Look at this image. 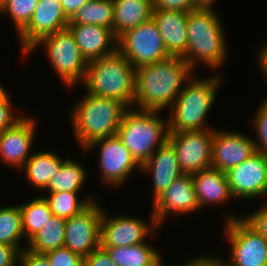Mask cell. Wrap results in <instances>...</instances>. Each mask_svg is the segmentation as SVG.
<instances>
[{
	"label": "cell",
	"mask_w": 267,
	"mask_h": 266,
	"mask_svg": "<svg viewBox=\"0 0 267 266\" xmlns=\"http://www.w3.org/2000/svg\"><path fill=\"white\" fill-rule=\"evenodd\" d=\"M192 68L183 57L167 59L136 68L134 107L162 111L171 107L192 75Z\"/></svg>",
	"instance_id": "6da1fadb"
},
{
	"label": "cell",
	"mask_w": 267,
	"mask_h": 266,
	"mask_svg": "<svg viewBox=\"0 0 267 266\" xmlns=\"http://www.w3.org/2000/svg\"><path fill=\"white\" fill-rule=\"evenodd\" d=\"M136 68L118 50L89 61L83 81L88 93L134 106ZM132 105V106H131Z\"/></svg>",
	"instance_id": "7a4b0ae2"
},
{
	"label": "cell",
	"mask_w": 267,
	"mask_h": 266,
	"mask_svg": "<svg viewBox=\"0 0 267 266\" xmlns=\"http://www.w3.org/2000/svg\"><path fill=\"white\" fill-rule=\"evenodd\" d=\"M84 94L70 118L74 136L85 151L92 142L115 136L128 108L115 99Z\"/></svg>",
	"instance_id": "3957f363"
},
{
	"label": "cell",
	"mask_w": 267,
	"mask_h": 266,
	"mask_svg": "<svg viewBox=\"0 0 267 266\" xmlns=\"http://www.w3.org/2000/svg\"><path fill=\"white\" fill-rule=\"evenodd\" d=\"M188 48L183 59L193 69L202 62L209 69L220 67L227 56V46L221 19L214 8H201L188 12Z\"/></svg>",
	"instance_id": "277c9868"
},
{
	"label": "cell",
	"mask_w": 267,
	"mask_h": 266,
	"mask_svg": "<svg viewBox=\"0 0 267 266\" xmlns=\"http://www.w3.org/2000/svg\"><path fill=\"white\" fill-rule=\"evenodd\" d=\"M157 114L159 111L128 108L117 130V137L140 166L168 141V120Z\"/></svg>",
	"instance_id": "5b68a950"
},
{
	"label": "cell",
	"mask_w": 267,
	"mask_h": 266,
	"mask_svg": "<svg viewBox=\"0 0 267 266\" xmlns=\"http://www.w3.org/2000/svg\"><path fill=\"white\" fill-rule=\"evenodd\" d=\"M199 79L191 77L171 106L167 119L169 132L211 129L204 122L222 78L214 75Z\"/></svg>",
	"instance_id": "8992f818"
},
{
	"label": "cell",
	"mask_w": 267,
	"mask_h": 266,
	"mask_svg": "<svg viewBox=\"0 0 267 266\" xmlns=\"http://www.w3.org/2000/svg\"><path fill=\"white\" fill-rule=\"evenodd\" d=\"M41 45L44 46L52 68L64 85L71 88L79 82L83 83L88 62L81 54L74 35L68 27L45 36L26 55L31 54Z\"/></svg>",
	"instance_id": "52a82bcc"
},
{
	"label": "cell",
	"mask_w": 267,
	"mask_h": 266,
	"mask_svg": "<svg viewBox=\"0 0 267 266\" xmlns=\"http://www.w3.org/2000/svg\"><path fill=\"white\" fill-rule=\"evenodd\" d=\"M225 219L224 231L231 245L228 266H267V241L263 236L244 218L226 214Z\"/></svg>",
	"instance_id": "ba28073f"
},
{
	"label": "cell",
	"mask_w": 267,
	"mask_h": 266,
	"mask_svg": "<svg viewBox=\"0 0 267 266\" xmlns=\"http://www.w3.org/2000/svg\"><path fill=\"white\" fill-rule=\"evenodd\" d=\"M117 50L135 67L153 64L169 57L153 18L123 33Z\"/></svg>",
	"instance_id": "9c48e42d"
},
{
	"label": "cell",
	"mask_w": 267,
	"mask_h": 266,
	"mask_svg": "<svg viewBox=\"0 0 267 266\" xmlns=\"http://www.w3.org/2000/svg\"><path fill=\"white\" fill-rule=\"evenodd\" d=\"M214 129L169 132L183 174H194L211 167Z\"/></svg>",
	"instance_id": "30bf717a"
},
{
	"label": "cell",
	"mask_w": 267,
	"mask_h": 266,
	"mask_svg": "<svg viewBox=\"0 0 267 266\" xmlns=\"http://www.w3.org/2000/svg\"><path fill=\"white\" fill-rule=\"evenodd\" d=\"M103 210L95 201L81 213L66 219L64 247L87 257L101 246V220Z\"/></svg>",
	"instance_id": "8fae6325"
},
{
	"label": "cell",
	"mask_w": 267,
	"mask_h": 266,
	"mask_svg": "<svg viewBox=\"0 0 267 266\" xmlns=\"http://www.w3.org/2000/svg\"><path fill=\"white\" fill-rule=\"evenodd\" d=\"M225 174L234 198L255 199L267 195V154L256 151Z\"/></svg>",
	"instance_id": "7c38bea8"
},
{
	"label": "cell",
	"mask_w": 267,
	"mask_h": 266,
	"mask_svg": "<svg viewBox=\"0 0 267 266\" xmlns=\"http://www.w3.org/2000/svg\"><path fill=\"white\" fill-rule=\"evenodd\" d=\"M100 144L99 169L101 179L106 184L120 186L128 179L132 171L141 166L133 158L129 150L123 145L117 135L92 142L85 150Z\"/></svg>",
	"instance_id": "4fadbf2b"
},
{
	"label": "cell",
	"mask_w": 267,
	"mask_h": 266,
	"mask_svg": "<svg viewBox=\"0 0 267 266\" xmlns=\"http://www.w3.org/2000/svg\"><path fill=\"white\" fill-rule=\"evenodd\" d=\"M151 223L131 216L108 217L103 211L101 220V246L120 247L145 243L149 234L155 232L159 225L151 213ZM153 231V232H152Z\"/></svg>",
	"instance_id": "5bb4252c"
},
{
	"label": "cell",
	"mask_w": 267,
	"mask_h": 266,
	"mask_svg": "<svg viewBox=\"0 0 267 266\" xmlns=\"http://www.w3.org/2000/svg\"><path fill=\"white\" fill-rule=\"evenodd\" d=\"M60 0H39L29 24L17 35L26 55L45 36L68 27Z\"/></svg>",
	"instance_id": "9a60e30c"
},
{
	"label": "cell",
	"mask_w": 267,
	"mask_h": 266,
	"mask_svg": "<svg viewBox=\"0 0 267 266\" xmlns=\"http://www.w3.org/2000/svg\"><path fill=\"white\" fill-rule=\"evenodd\" d=\"M198 209L192 174H183L153 201L152 213L160 227L170 213L184 215Z\"/></svg>",
	"instance_id": "2e32d148"
},
{
	"label": "cell",
	"mask_w": 267,
	"mask_h": 266,
	"mask_svg": "<svg viewBox=\"0 0 267 266\" xmlns=\"http://www.w3.org/2000/svg\"><path fill=\"white\" fill-rule=\"evenodd\" d=\"M256 152L254 140L238 132L214 129L211 167L224 173Z\"/></svg>",
	"instance_id": "e0dca14e"
},
{
	"label": "cell",
	"mask_w": 267,
	"mask_h": 266,
	"mask_svg": "<svg viewBox=\"0 0 267 266\" xmlns=\"http://www.w3.org/2000/svg\"><path fill=\"white\" fill-rule=\"evenodd\" d=\"M37 123L33 117H23L11 128L0 134V158L13 168L25 165L31 157L30 149L34 140Z\"/></svg>",
	"instance_id": "ac0fdd59"
},
{
	"label": "cell",
	"mask_w": 267,
	"mask_h": 266,
	"mask_svg": "<svg viewBox=\"0 0 267 266\" xmlns=\"http://www.w3.org/2000/svg\"><path fill=\"white\" fill-rule=\"evenodd\" d=\"M152 18L169 56L183 57L188 48V13L153 8Z\"/></svg>",
	"instance_id": "d6986e66"
},
{
	"label": "cell",
	"mask_w": 267,
	"mask_h": 266,
	"mask_svg": "<svg viewBox=\"0 0 267 266\" xmlns=\"http://www.w3.org/2000/svg\"><path fill=\"white\" fill-rule=\"evenodd\" d=\"M68 28L87 62L110 55L117 50L118 39L109 28L83 24H68Z\"/></svg>",
	"instance_id": "ffe728a7"
},
{
	"label": "cell",
	"mask_w": 267,
	"mask_h": 266,
	"mask_svg": "<svg viewBox=\"0 0 267 266\" xmlns=\"http://www.w3.org/2000/svg\"><path fill=\"white\" fill-rule=\"evenodd\" d=\"M141 171L153 174V201L183 175L174 147L168 141L141 166Z\"/></svg>",
	"instance_id": "44dd1931"
},
{
	"label": "cell",
	"mask_w": 267,
	"mask_h": 266,
	"mask_svg": "<svg viewBox=\"0 0 267 266\" xmlns=\"http://www.w3.org/2000/svg\"><path fill=\"white\" fill-rule=\"evenodd\" d=\"M199 208L206 204H222L234 198L226 174L215 168H207L192 174Z\"/></svg>",
	"instance_id": "7402d4cb"
},
{
	"label": "cell",
	"mask_w": 267,
	"mask_h": 266,
	"mask_svg": "<svg viewBox=\"0 0 267 266\" xmlns=\"http://www.w3.org/2000/svg\"><path fill=\"white\" fill-rule=\"evenodd\" d=\"M113 34L118 39L152 17V0H113Z\"/></svg>",
	"instance_id": "603a6c76"
},
{
	"label": "cell",
	"mask_w": 267,
	"mask_h": 266,
	"mask_svg": "<svg viewBox=\"0 0 267 266\" xmlns=\"http://www.w3.org/2000/svg\"><path fill=\"white\" fill-rule=\"evenodd\" d=\"M59 154L53 151H40L33 153L25 163L26 178L34 187L44 190L52 176L58 173L62 163Z\"/></svg>",
	"instance_id": "cb8c5ba5"
},
{
	"label": "cell",
	"mask_w": 267,
	"mask_h": 266,
	"mask_svg": "<svg viewBox=\"0 0 267 266\" xmlns=\"http://www.w3.org/2000/svg\"><path fill=\"white\" fill-rule=\"evenodd\" d=\"M103 248L117 266H161V254L147 242L126 247Z\"/></svg>",
	"instance_id": "d4e9b609"
},
{
	"label": "cell",
	"mask_w": 267,
	"mask_h": 266,
	"mask_svg": "<svg viewBox=\"0 0 267 266\" xmlns=\"http://www.w3.org/2000/svg\"><path fill=\"white\" fill-rule=\"evenodd\" d=\"M66 219L52 216L49 221L28 240L27 249L47 254L64 246Z\"/></svg>",
	"instance_id": "484cf974"
},
{
	"label": "cell",
	"mask_w": 267,
	"mask_h": 266,
	"mask_svg": "<svg viewBox=\"0 0 267 266\" xmlns=\"http://www.w3.org/2000/svg\"><path fill=\"white\" fill-rule=\"evenodd\" d=\"M85 168L75 160L66 159L58 173L50 179L47 187L48 193L52 192H80L86 179Z\"/></svg>",
	"instance_id": "4316f807"
},
{
	"label": "cell",
	"mask_w": 267,
	"mask_h": 266,
	"mask_svg": "<svg viewBox=\"0 0 267 266\" xmlns=\"http://www.w3.org/2000/svg\"><path fill=\"white\" fill-rule=\"evenodd\" d=\"M113 17V0H88L69 19V24L101 25L113 31Z\"/></svg>",
	"instance_id": "83f0119b"
},
{
	"label": "cell",
	"mask_w": 267,
	"mask_h": 266,
	"mask_svg": "<svg viewBox=\"0 0 267 266\" xmlns=\"http://www.w3.org/2000/svg\"><path fill=\"white\" fill-rule=\"evenodd\" d=\"M19 206L22 216L23 234L29 240L43 228L53 214L47 201L42 196L36 197Z\"/></svg>",
	"instance_id": "f1b7e54d"
},
{
	"label": "cell",
	"mask_w": 267,
	"mask_h": 266,
	"mask_svg": "<svg viewBox=\"0 0 267 266\" xmlns=\"http://www.w3.org/2000/svg\"><path fill=\"white\" fill-rule=\"evenodd\" d=\"M23 238L19 204L0 208V244L11 245L22 251L23 249L19 245Z\"/></svg>",
	"instance_id": "f546056e"
},
{
	"label": "cell",
	"mask_w": 267,
	"mask_h": 266,
	"mask_svg": "<svg viewBox=\"0 0 267 266\" xmlns=\"http://www.w3.org/2000/svg\"><path fill=\"white\" fill-rule=\"evenodd\" d=\"M79 192H52L49 196H43L47 201L52 214L56 217L68 219L81 213L94 199H78Z\"/></svg>",
	"instance_id": "4dcf8cb0"
},
{
	"label": "cell",
	"mask_w": 267,
	"mask_h": 266,
	"mask_svg": "<svg viewBox=\"0 0 267 266\" xmlns=\"http://www.w3.org/2000/svg\"><path fill=\"white\" fill-rule=\"evenodd\" d=\"M39 0H3L0 13L8 14L19 34L30 22Z\"/></svg>",
	"instance_id": "1f68e13d"
},
{
	"label": "cell",
	"mask_w": 267,
	"mask_h": 266,
	"mask_svg": "<svg viewBox=\"0 0 267 266\" xmlns=\"http://www.w3.org/2000/svg\"><path fill=\"white\" fill-rule=\"evenodd\" d=\"M258 108L253 119V126L258 136V142L254 141V144L256 151L267 154V98Z\"/></svg>",
	"instance_id": "d6a6232c"
},
{
	"label": "cell",
	"mask_w": 267,
	"mask_h": 266,
	"mask_svg": "<svg viewBox=\"0 0 267 266\" xmlns=\"http://www.w3.org/2000/svg\"><path fill=\"white\" fill-rule=\"evenodd\" d=\"M46 255L51 266H84V258L64 246L48 252Z\"/></svg>",
	"instance_id": "836d02e7"
},
{
	"label": "cell",
	"mask_w": 267,
	"mask_h": 266,
	"mask_svg": "<svg viewBox=\"0 0 267 266\" xmlns=\"http://www.w3.org/2000/svg\"><path fill=\"white\" fill-rule=\"evenodd\" d=\"M8 93L0 99V134L6 129L11 128L22 116H15L12 111V104Z\"/></svg>",
	"instance_id": "e575fe53"
},
{
	"label": "cell",
	"mask_w": 267,
	"mask_h": 266,
	"mask_svg": "<svg viewBox=\"0 0 267 266\" xmlns=\"http://www.w3.org/2000/svg\"><path fill=\"white\" fill-rule=\"evenodd\" d=\"M153 8L170 10V11H182L190 12L198 9L195 0H152Z\"/></svg>",
	"instance_id": "d590c367"
},
{
	"label": "cell",
	"mask_w": 267,
	"mask_h": 266,
	"mask_svg": "<svg viewBox=\"0 0 267 266\" xmlns=\"http://www.w3.org/2000/svg\"><path fill=\"white\" fill-rule=\"evenodd\" d=\"M244 219L267 241V203L253 214L245 216Z\"/></svg>",
	"instance_id": "8d00e7d4"
},
{
	"label": "cell",
	"mask_w": 267,
	"mask_h": 266,
	"mask_svg": "<svg viewBox=\"0 0 267 266\" xmlns=\"http://www.w3.org/2000/svg\"><path fill=\"white\" fill-rule=\"evenodd\" d=\"M21 266H51L46 254L36 253L27 248H23L19 256Z\"/></svg>",
	"instance_id": "74e56055"
},
{
	"label": "cell",
	"mask_w": 267,
	"mask_h": 266,
	"mask_svg": "<svg viewBox=\"0 0 267 266\" xmlns=\"http://www.w3.org/2000/svg\"><path fill=\"white\" fill-rule=\"evenodd\" d=\"M84 266H117L108 255L107 251L100 246L84 258Z\"/></svg>",
	"instance_id": "f35d334b"
},
{
	"label": "cell",
	"mask_w": 267,
	"mask_h": 266,
	"mask_svg": "<svg viewBox=\"0 0 267 266\" xmlns=\"http://www.w3.org/2000/svg\"><path fill=\"white\" fill-rule=\"evenodd\" d=\"M20 252L17 247L0 244V266H15L19 261Z\"/></svg>",
	"instance_id": "ab89813d"
},
{
	"label": "cell",
	"mask_w": 267,
	"mask_h": 266,
	"mask_svg": "<svg viewBox=\"0 0 267 266\" xmlns=\"http://www.w3.org/2000/svg\"><path fill=\"white\" fill-rule=\"evenodd\" d=\"M88 0H60L66 16L70 19Z\"/></svg>",
	"instance_id": "60d3db41"
},
{
	"label": "cell",
	"mask_w": 267,
	"mask_h": 266,
	"mask_svg": "<svg viewBox=\"0 0 267 266\" xmlns=\"http://www.w3.org/2000/svg\"><path fill=\"white\" fill-rule=\"evenodd\" d=\"M197 266H228L227 262L224 263L221 258L217 257H206V256H199L197 257Z\"/></svg>",
	"instance_id": "b9f144b4"
},
{
	"label": "cell",
	"mask_w": 267,
	"mask_h": 266,
	"mask_svg": "<svg viewBox=\"0 0 267 266\" xmlns=\"http://www.w3.org/2000/svg\"><path fill=\"white\" fill-rule=\"evenodd\" d=\"M258 53V66L260 67L261 72L264 74L265 79L267 80V47H261V50Z\"/></svg>",
	"instance_id": "7bdbcfd3"
},
{
	"label": "cell",
	"mask_w": 267,
	"mask_h": 266,
	"mask_svg": "<svg viewBox=\"0 0 267 266\" xmlns=\"http://www.w3.org/2000/svg\"><path fill=\"white\" fill-rule=\"evenodd\" d=\"M214 2L216 0H195L196 5L201 8H213Z\"/></svg>",
	"instance_id": "ee69618b"
},
{
	"label": "cell",
	"mask_w": 267,
	"mask_h": 266,
	"mask_svg": "<svg viewBox=\"0 0 267 266\" xmlns=\"http://www.w3.org/2000/svg\"><path fill=\"white\" fill-rule=\"evenodd\" d=\"M160 265L163 266L162 259H161ZM177 266H197V258L190 260L187 263H184V264L182 263V265H177Z\"/></svg>",
	"instance_id": "f6af8a7d"
},
{
	"label": "cell",
	"mask_w": 267,
	"mask_h": 266,
	"mask_svg": "<svg viewBox=\"0 0 267 266\" xmlns=\"http://www.w3.org/2000/svg\"><path fill=\"white\" fill-rule=\"evenodd\" d=\"M8 92L0 84V99L3 98Z\"/></svg>",
	"instance_id": "bcb514c9"
}]
</instances>
